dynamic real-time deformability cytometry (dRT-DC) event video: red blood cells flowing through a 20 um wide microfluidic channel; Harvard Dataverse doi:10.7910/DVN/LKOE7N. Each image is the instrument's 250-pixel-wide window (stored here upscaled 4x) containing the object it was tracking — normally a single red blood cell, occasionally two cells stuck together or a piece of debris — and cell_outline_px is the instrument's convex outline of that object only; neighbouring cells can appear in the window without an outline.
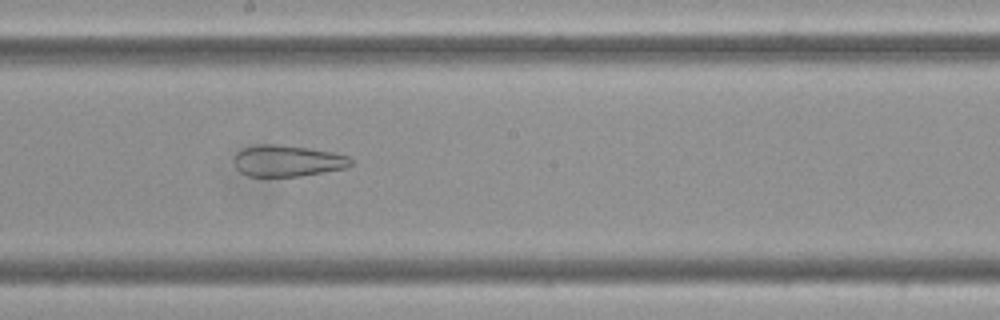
{"species": "Egyptian fruit bat (a non-hibernating species)", "species_latin": "Rousettus aegyptiacus", "temperature_condition": "cold", "stored_images_in_passage": 42, "camera_frame_rate_fps": 3000, "um_per_image_px": 0.085, "frame": {"image": 1, "passage_image": 17, "time_ms": 5.333, "image_size_px": [1000, 320], "cell_outline_px": [[352, 164], [348, 168], [300, 176], [248, 176], [240, 172], [236, 168], [236, 152], [244, 148], [260, 144], [276, 144], [308, 148], [332, 152], [348, 156], [352, 160]], "centroid_in_image_um": [24.47, 13.68], "position_along_channel_um": 223.7, "area_um2": 21.21}}
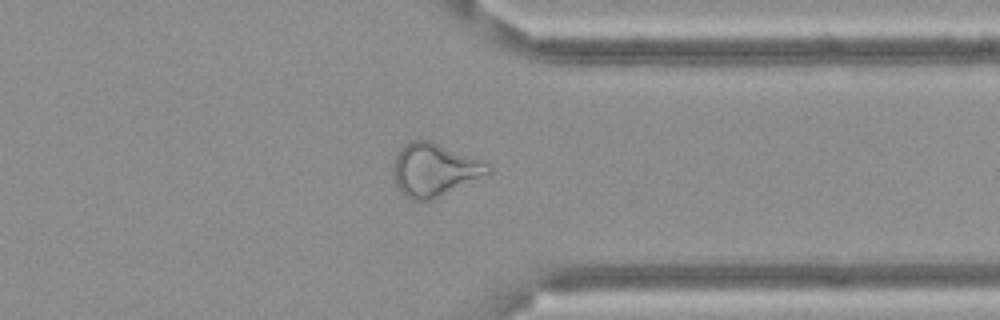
{"frame": {"image": 2, "passage_image": 30, "time_ms": 9.667, "image_size_px": [1000, 320], "cell_outline_px": [[492, 172], [432, 200], [408, 200], [400, 192], [396, 184], [392, 172], [396, 156], [404, 144], [408, 140], [432, 140], [488, 164], [492, 168]], "centroid_in_image_um": [36.88, 14.44], "position_along_channel_um": 374.5, "area_um2": 29.13}}
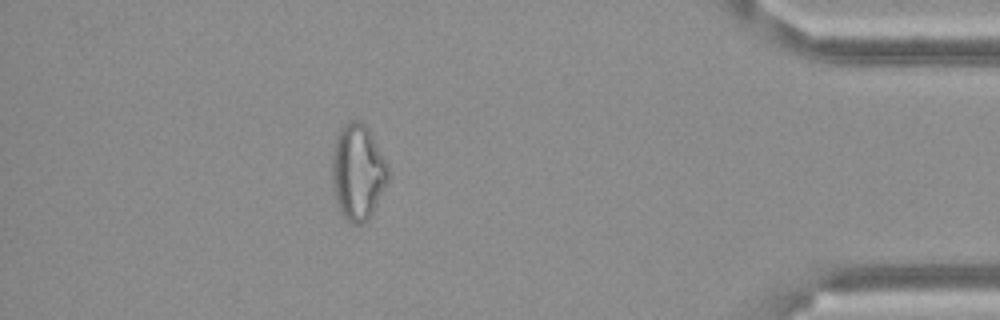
{"frame": {"image": 3, "passage_image": 36, "time_ms": 11.667, "image_size_px": [1000, 320], "cell_outline_px": [[388, 180], [372, 212], [360, 224], [352, 224], [340, 212], [336, 200], [332, 180], [332, 156], [336, 136], [340, 128], [344, 124], [352, 120], [360, 120], [368, 128], [388, 164]], "centroid_in_image_um": [30.4, 14.58], "position_along_channel_um": 404.8, "area_um2": 30.92}, "authors_computed_cell_mechanics": {"area_um2": 28.9, "velocity_mm_per_s": 3.5338, "shape_relaxation_time_tau1_ms": null, "shape_relaxation_time_tau2_ms": 2.6477, "deformation_change_tau1": null, "deformation_change_tau2": 0.1259}}